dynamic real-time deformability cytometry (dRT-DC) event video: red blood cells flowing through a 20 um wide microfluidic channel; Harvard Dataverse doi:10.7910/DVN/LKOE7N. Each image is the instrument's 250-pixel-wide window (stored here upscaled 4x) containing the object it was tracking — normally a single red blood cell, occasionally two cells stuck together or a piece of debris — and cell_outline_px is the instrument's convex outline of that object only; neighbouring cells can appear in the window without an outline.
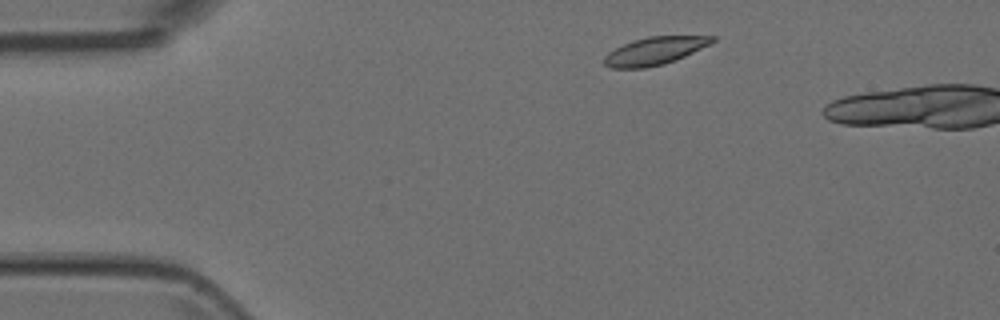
{"species": "Egyptian fruit bat (a non-hibernating species)", "species_latin": "Rousettus aegyptiacus", "temperature_condition": "room temperature", "stored_images_in_passage": 2, "camera_frame_rate_fps": 3000, "um_per_image_px": 0.085, "animal": {"sex": "female"}, "frame": {"image": 1, "passage_image": 1, "time_ms": 0.0, "image_size_px": [1000, 320], "cell_outline_px": [[716, 40], [712, 44], [684, 56], [664, 64], [644, 68], [612, 68], [604, 64], [604, 56], [608, 52], [632, 40], [648, 36], [716, 36]], "centroid_in_image_um": [55.67, 4.32], "position_along_channel_um": 29.3, "area_um2": 17.46}}